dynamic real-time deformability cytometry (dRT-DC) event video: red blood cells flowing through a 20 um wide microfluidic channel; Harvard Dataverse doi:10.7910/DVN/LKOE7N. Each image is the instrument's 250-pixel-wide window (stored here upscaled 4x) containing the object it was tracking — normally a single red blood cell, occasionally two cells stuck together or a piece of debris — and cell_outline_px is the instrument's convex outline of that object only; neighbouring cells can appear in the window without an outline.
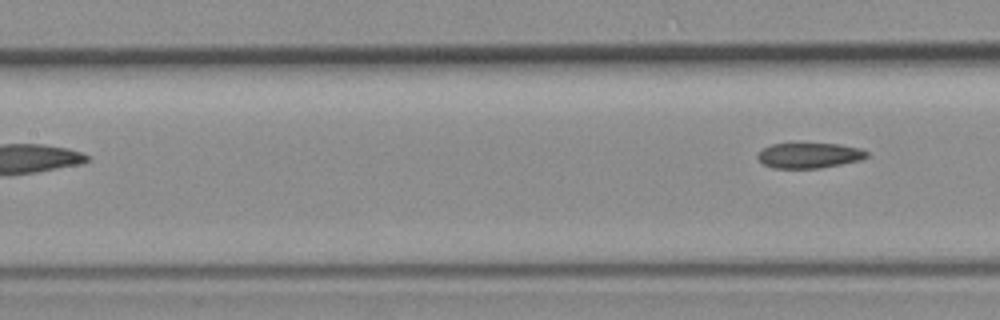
{"species": "common noctule bat (a hibernating species)", "species_latin": "Nyctalus noctula", "temperature_condition": "room temperature", "stored_images_in_passage": 6, "segment_of_instrument_passage": [2, 2], "camera_frame_rate_fps": 3000, "um_per_image_px": 0.085, "animal": {"sex": "female", "body_mass_g": 19.3, "forearm_length_mm": 54.1}, "frame": {"image": 1, "passage_image": 6, "time_ms": 1.667, "image_size_px": [1000, 320], "cell_outline_px": [[868, 156], [860, 160], [820, 168], [772, 168], [764, 164], [756, 156], [760, 148], [772, 144], [840, 144], [860, 148], [868, 152]], "centroid_in_image_um": [68.76, 13.21], "position_along_channel_um": 138.6, "area_um2": 16.07}}